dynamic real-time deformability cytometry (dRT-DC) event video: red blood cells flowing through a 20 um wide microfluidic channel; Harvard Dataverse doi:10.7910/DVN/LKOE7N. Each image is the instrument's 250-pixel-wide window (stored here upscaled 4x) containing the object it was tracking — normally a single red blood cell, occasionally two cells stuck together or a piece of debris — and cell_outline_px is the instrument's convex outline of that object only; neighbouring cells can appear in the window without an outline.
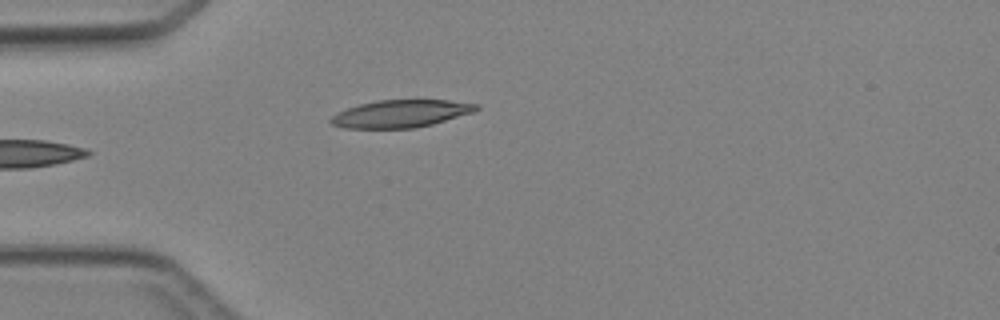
{"species": "Egyptian fruit bat (a non-hibernating species)", "species_latin": "Rousettus aegyptiacus", "temperature_condition": "cold", "stored_images_in_passage": 4, "camera_frame_rate_fps": 3000, "um_per_image_px": 0.085, "animal": {"sex": "female"}, "frame": {"image": 1, "passage_image": 4, "time_ms": 3.667, "image_size_px": [1000, 320], "cell_outline_px": [[480, 108], [472, 112], [432, 124], [416, 128], [344, 128], [332, 124], [328, 120], [332, 116], [348, 108], [360, 104], [376, 100], [448, 100], [480, 104]], "centroid_in_image_um": [34.07, 9.66], "position_along_channel_um": 50.9, "area_um2": 23.12}}